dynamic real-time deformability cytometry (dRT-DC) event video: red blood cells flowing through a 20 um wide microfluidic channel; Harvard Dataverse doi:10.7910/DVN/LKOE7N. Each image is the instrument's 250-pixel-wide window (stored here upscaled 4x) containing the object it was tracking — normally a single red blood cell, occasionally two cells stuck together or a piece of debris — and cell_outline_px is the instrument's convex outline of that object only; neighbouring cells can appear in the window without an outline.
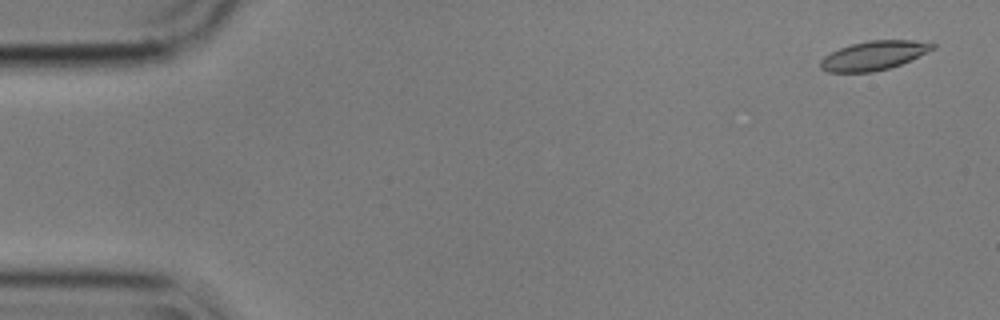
{"species": "common noctule bat (a hibernating species)", "species_latin": "Nyctalus noctula", "temperature_condition": "cold", "stored_images_in_passage": 51, "camera_frame_rate_fps": 3000, "um_per_image_px": 0.085, "animal": {"sex": "male", "body_mass_g": 17.9}, "frame": {"image": 1, "passage_image": 3, "time_ms": 0.667, "image_size_px": [1000, 320], "cell_outline_px": [[936, 48], [900, 64], [888, 68], [872, 72], [828, 72], [820, 68], [820, 60], [824, 56], [840, 48], [852, 44], [868, 40], [912, 40], [936, 44]], "centroid_in_image_um": [74.25, 4.72], "position_along_channel_um": 10.7, "area_um2": 18.79}}
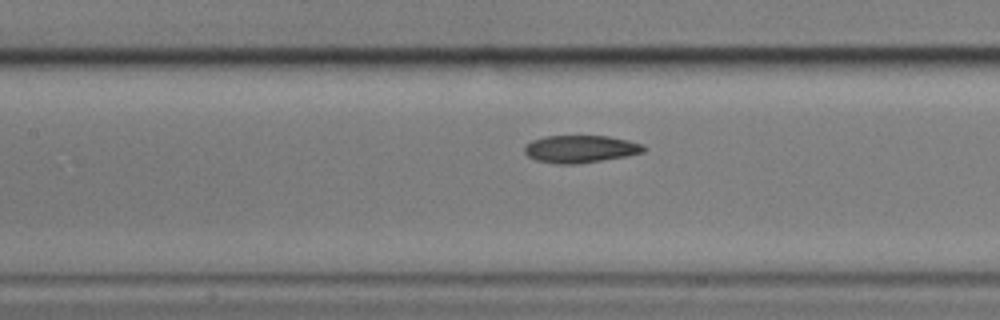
{"frame": {"image": 2, "passage_image": 26, "time_ms": 8.333, "image_size_px": [1000, 320], "cell_outline_px": [[648, 148], [644, 152], [628, 156], [576, 164], [556, 164], [536, 160], [528, 156], [524, 152], [524, 144], [532, 140], [544, 136], [608, 136], [628, 140], [644, 144]], "centroid_in_image_um": [49.35, 12.66], "position_along_channel_um": 158.1, "area_um2": 19.31}}
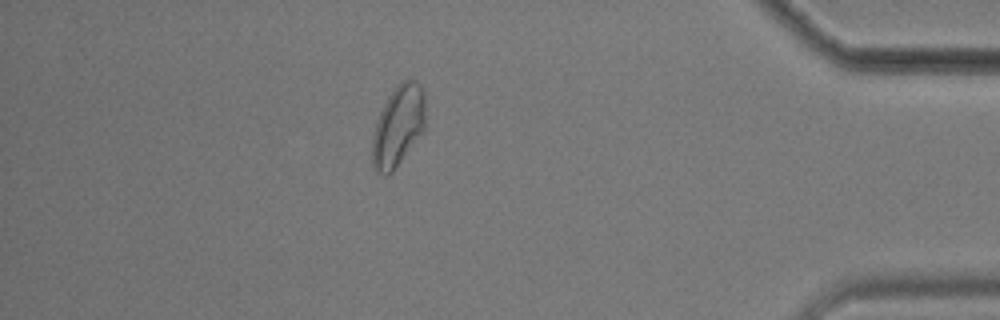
{"frame": {"image": 3, "passage_image": 50, "time_ms": 16.333, "image_size_px": [1000, 320], "cell_outline_px": [[424, 128], [392, 172], [388, 176], [384, 176], [376, 172], [372, 164], [372, 136], [376, 120], [388, 96], [396, 84], [400, 80], [408, 76], [416, 80], [420, 84], [424, 92]], "centroid_in_image_um": [33.81, 10.65], "position_along_channel_um": 401.4, "area_um2": 25.14}, "authors_computed_cell_mechanics": {"area_um2": 19.363, "velocity_mm_per_s": 3.5526, "shape_relaxation_time_tau1_ms": 7.3613, "shape_relaxation_time_tau2_ms": 3.5669, "deformation_change_tau1": 0.1634, "deformation_change_tau2": 0.0875}}